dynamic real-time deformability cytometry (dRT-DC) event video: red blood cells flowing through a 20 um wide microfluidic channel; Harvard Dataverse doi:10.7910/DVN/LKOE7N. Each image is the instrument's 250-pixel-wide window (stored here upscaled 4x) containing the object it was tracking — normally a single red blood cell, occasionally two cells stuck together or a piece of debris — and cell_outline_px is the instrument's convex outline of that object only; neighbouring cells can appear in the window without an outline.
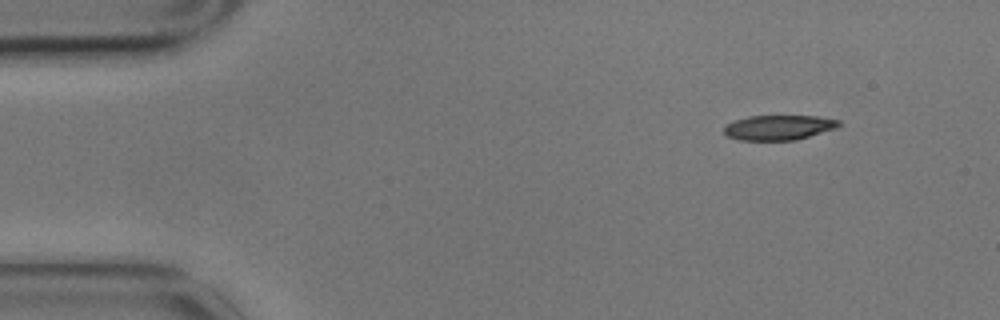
{"species": "common noctule bat (a hibernating species)", "species_latin": "Nyctalus noctula", "temperature_condition": "cold", "stored_images_in_passage": 4, "camera_frame_rate_fps": 3000, "um_per_image_px": 0.085, "animal": {"sex": "male", "body_mass_g": 17.9}, "frame": {"image": 1, "passage_image": 1, "time_ms": 0.0, "image_size_px": [1000, 320], "cell_outline_px": [[844, 124], [836, 128], [796, 140], [740, 140], [728, 136], [724, 132], [724, 124], [748, 116], [816, 116], [840, 120]], "centroid_in_image_um": [66.21, 10.83], "position_along_channel_um": 18.8, "area_um2": 16.7}}
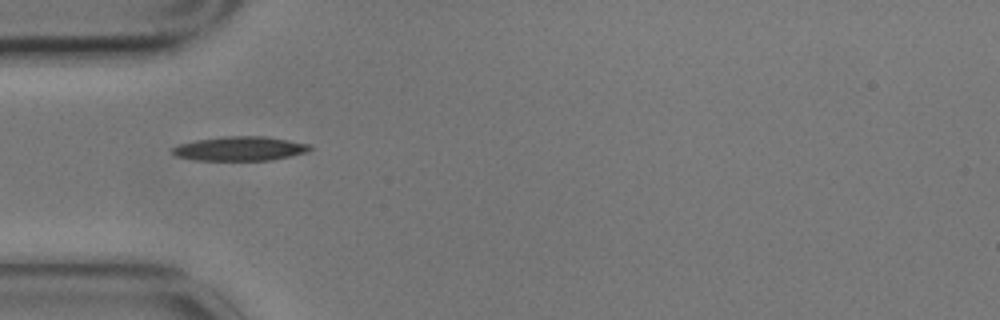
{"frame": {"image": 2, "passage_image": 3, "time_ms": 0.667, "image_size_px": [1000, 320], "cell_outline_px": [[312, 148], [308, 152], [272, 160], [196, 160], [176, 156], [172, 152], [172, 148], [180, 144], [196, 140], [224, 136], [264, 136], [312, 144]], "centroid_in_image_um": [20.44, 12.63], "position_along_channel_um": 64.6, "area_um2": 19.42}}